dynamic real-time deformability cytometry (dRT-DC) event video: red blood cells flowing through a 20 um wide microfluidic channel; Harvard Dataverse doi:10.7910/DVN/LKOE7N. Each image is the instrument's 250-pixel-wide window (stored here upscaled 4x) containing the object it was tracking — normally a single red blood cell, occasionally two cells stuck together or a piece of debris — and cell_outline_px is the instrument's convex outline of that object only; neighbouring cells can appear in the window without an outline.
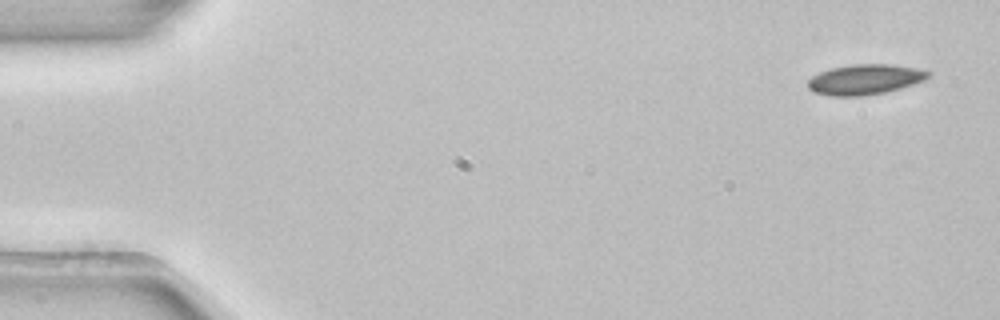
{"species": "common noctule bat (a hibernating species)", "species_latin": "Nyctalus noctula", "temperature_condition": "room temperature", "stored_images_in_passage": 5, "segment_of_instrument_passage": [1, 2], "camera_frame_rate_fps": 3000, "um_per_image_px": 0.085, "animal": {"sex": "female", "body_mass_g": 22.7, "forearm_length_mm": 54.2}, "frame": {"image": 1, "passage_image": 1, "time_ms": 0.0, "image_size_px": [1000, 320], "cell_outline_px": [[932, 76], [924, 80], [900, 88], [884, 92], [864, 96], [832, 96], [812, 92], [808, 88], [808, 80], [812, 76], [820, 72], [832, 68], [852, 64], [892, 64], [916, 68], [932, 72]], "centroid_in_image_um": [73.52, 6.75], "position_along_channel_um": 11.5, "area_um2": 21.27}}
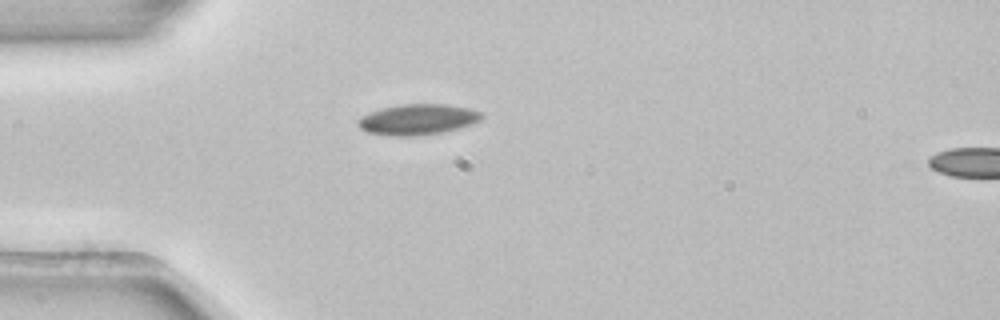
{"frame": {"image": 2, "passage_image": 4, "time_ms": 1.0, "image_size_px": [1000, 320], "cell_outline_px": [[484, 116], [480, 120], [472, 124], [440, 132], [416, 136], [388, 136], [368, 132], [360, 128], [356, 124], [356, 120], [360, 116], [384, 108], [404, 104], [448, 104], [468, 108], [484, 112]], "centroid_in_image_um": [35.5, 10.15], "position_along_channel_um": 49.5, "area_um2": 22.08}}